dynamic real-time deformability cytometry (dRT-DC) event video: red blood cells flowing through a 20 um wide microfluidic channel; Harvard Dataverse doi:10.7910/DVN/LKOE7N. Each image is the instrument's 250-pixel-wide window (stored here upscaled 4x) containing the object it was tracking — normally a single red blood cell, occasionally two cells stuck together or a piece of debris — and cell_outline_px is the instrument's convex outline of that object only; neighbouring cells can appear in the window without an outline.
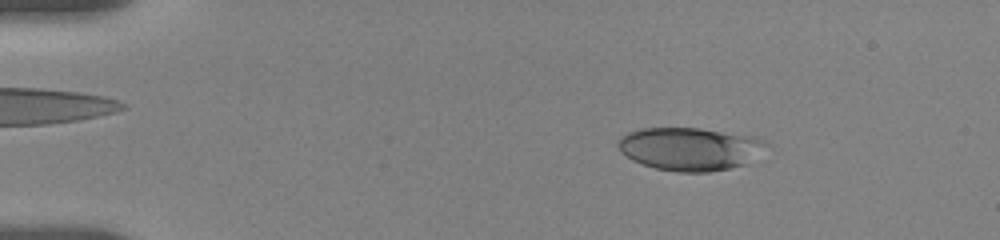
{"species": "human", "species_latin": "Homo sapiens", "temperature_condition": "room temperature", "stored_images_in_passage": 54, "camera_frame_rate_fps": 3000, "um_per_image_px": 0.085, "donor": {"sex": "female"}, "frame": {"image": 1, "passage_image": 8, "time_ms": 2.333, "image_size_px": [1000, 240], "cell_outline_px": [[768, 144], [748, 164], [708, 172], [676, 172], [656, 168], [632, 160], [620, 152], [616, 144], [620, 136], [628, 132], [644, 128], [700, 128], [756, 136], [764, 140]], "centroid_in_image_um": [58.63, 12.64], "position_along_channel_um": 26.4, "area_um2": 37.28}}
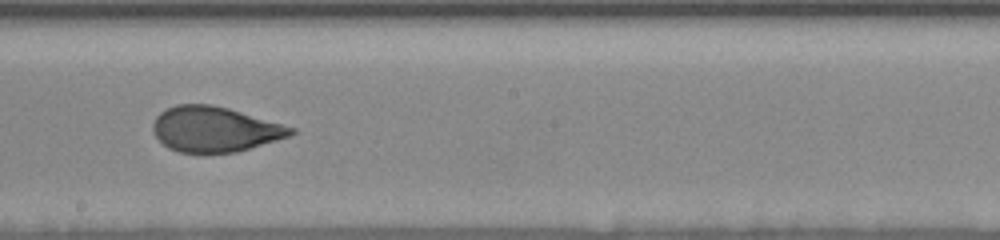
{"frame": {"image": 2, "passage_image": 31, "time_ms": 10.0, "image_size_px": [1000, 240], "cell_outline_px": [[296, 132], [288, 136], [276, 140], [236, 152], [180, 152], [168, 148], [152, 132], [152, 124], [156, 116], [160, 112], [176, 104], [212, 104], [228, 108], [296, 128]], "centroid_in_image_um": [18.22, 10.97], "position_along_channel_um": 230.0, "area_um2": 36.07}}
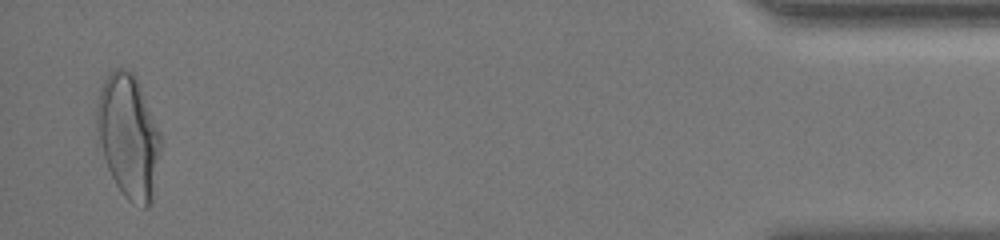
{"frame": {"image": 3, "passage_image": 53, "time_ms": 17.333, "image_size_px": [1000, 240], "cell_outline_px": [[160, 148], [152, 204], [148, 208], [144, 208], [128, 200], [124, 196], [116, 184], [108, 168], [104, 156], [96, 124], [96, 104], [100, 88], [104, 80], [116, 68], [120, 68], [132, 72], [136, 76], [160, 132]], "centroid_in_image_um": [10.93, 11.59], "position_along_channel_um": 424.3, "area_um2": 45.55}, "authors_computed_cell_mechanics": {"area_um2": 37.1365, "velocity_mm_per_s": 3.6526, "shape_relaxation_time_tau1_ms": 4.5043, "shape_relaxation_time_tau2_ms": 0.8591, "deformation_change_tau1": 0.1668, "deformation_change_tau2": 0.0661}}